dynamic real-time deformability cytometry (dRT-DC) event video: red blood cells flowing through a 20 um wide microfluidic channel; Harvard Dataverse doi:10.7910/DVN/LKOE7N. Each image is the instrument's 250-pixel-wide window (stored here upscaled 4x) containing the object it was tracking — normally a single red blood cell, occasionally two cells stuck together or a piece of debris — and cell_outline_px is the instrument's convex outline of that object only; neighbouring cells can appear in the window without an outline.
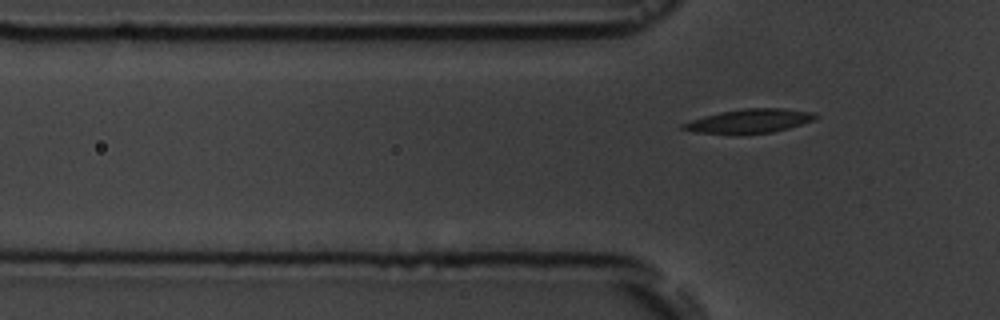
{"species": "common noctule bat (a hibernating species)", "species_latin": "Nyctalus noctula", "temperature_condition": "room temperature", "stored_images_in_passage": 5, "segment_of_instrument_passage": [2, 2], "camera_frame_rate_fps": 3000, "um_per_image_px": 0.085, "animal": {"sex": "male", "body_mass_g": 19.5, "forearm_length_mm": 54.6}, "frame": {"image": 1, "passage_image": 5, "time_ms": 4.667, "image_size_px": [1000, 320], "cell_outline_px": [[820, 116], [816, 120], [788, 128], [772, 132], [736, 136], [732, 136], [692, 132], [680, 128], [680, 124], [704, 116], [720, 112], [740, 108], [784, 108], [812, 112]], "centroid_in_image_um": [63.66, 10.32], "position_along_channel_um": 62.1, "area_um2": 19.25}}